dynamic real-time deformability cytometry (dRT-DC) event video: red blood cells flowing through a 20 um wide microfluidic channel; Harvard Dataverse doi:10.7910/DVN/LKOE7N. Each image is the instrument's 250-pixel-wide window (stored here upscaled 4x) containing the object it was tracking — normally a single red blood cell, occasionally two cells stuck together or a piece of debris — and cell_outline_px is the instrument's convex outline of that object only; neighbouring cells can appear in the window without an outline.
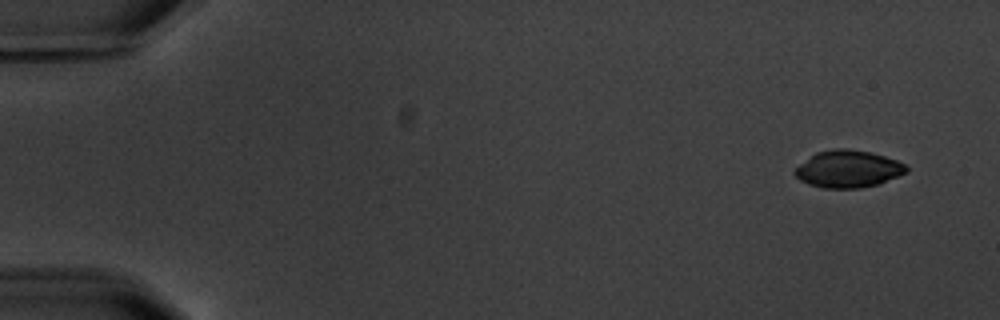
{"species": "common noctule bat (a hibernating species)", "species_latin": "Nyctalus noctula", "temperature_condition": "warm", "stored_images_in_passage": 7, "segment_of_instrument_passage": [2, 2], "camera_frame_rate_fps": 3000, "um_per_image_px": 0.085, "animal": {"sex": "male", "body_mass_g": 20.1, "forearm_length_mm": 53.5}, "frame": {"image": 1, "passage_image": 7, "time_ms": 7.333, "image_size_px": [1000, 320], "cell_outline_px": [[908, 172], [880, 184], [860, 188], [824, 188], [808, 184], [800, 180], [792, 172], [800, 164], [816, 152], [836, 148], [848, 148], [872, 152], [896, 160], [904, 164], [908, 168]], "centroid_in_image_um": [72.1, 14.36], "position_along_channel_um": 12.9, "area_um2": 24.28}}